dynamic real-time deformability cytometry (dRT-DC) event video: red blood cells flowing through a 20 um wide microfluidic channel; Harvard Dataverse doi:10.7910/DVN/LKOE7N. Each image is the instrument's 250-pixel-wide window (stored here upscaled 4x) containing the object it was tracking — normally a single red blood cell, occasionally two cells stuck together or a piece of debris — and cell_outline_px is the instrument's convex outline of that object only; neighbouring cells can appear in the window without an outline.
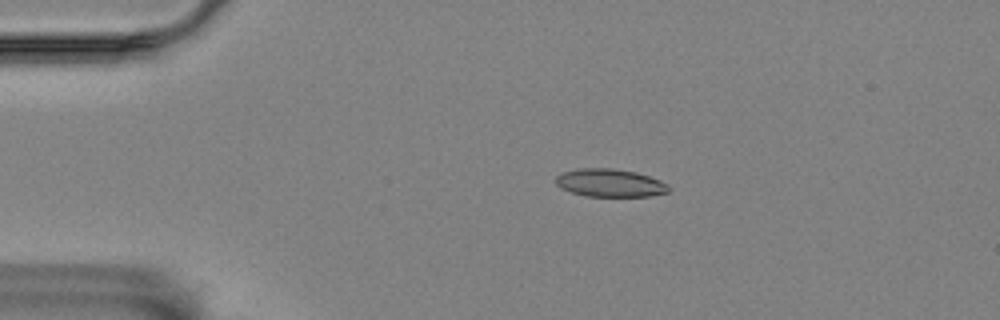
{"species": "Egyptian fruit bat (a non-hibernating species)", "species_latin": "Rousettus aegyptiacus", "temperature_condition": "room temperature", "stored_images_in_passage": 13, "camera_frame_rate_fps": 3000, "um_per_image_px": 0.085, "animal": {"sex": "female"}, "frame": {"image": 1, "passage_image": 2, "time_ms": 0.333, "image_size_px": [1000, 320], "cell_outline_px": [[672, 188], [668, 192], [648, 196], [584, 196], [560, 188], [556, 184], [556, 176], [564, 172], [580, 168], [612, 168], [636, 172], [660, 180], [668, 184]], "centroid_in_image_um": [51.86, 15.55], "position_along_channel_um": 33.1, "area_um2": 18.38}}
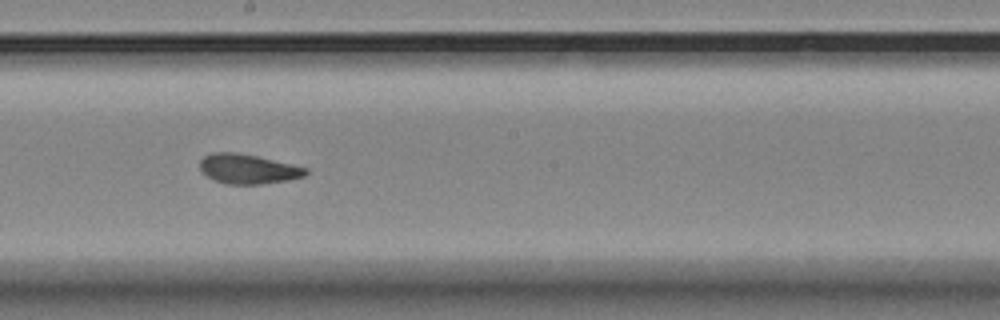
{"frame": {"image": 2, "passage_image": 7, "time_ms": 2.0, "image_size_px": [1000, 320], "cell_outline_px": [[308, 172], [304, 176], [288, 180], [260, 184], [228, 184], [216, 180], [208, 176], [200, 168], [200, 160], [204, 156], [212, 152], [236, 152], [256, 156], [292, 164], [308, 168]], "centroid_in_image_um": [21.09, 14.35], "position_along_channel_um": 227.1, "area_um2": 18.09}}
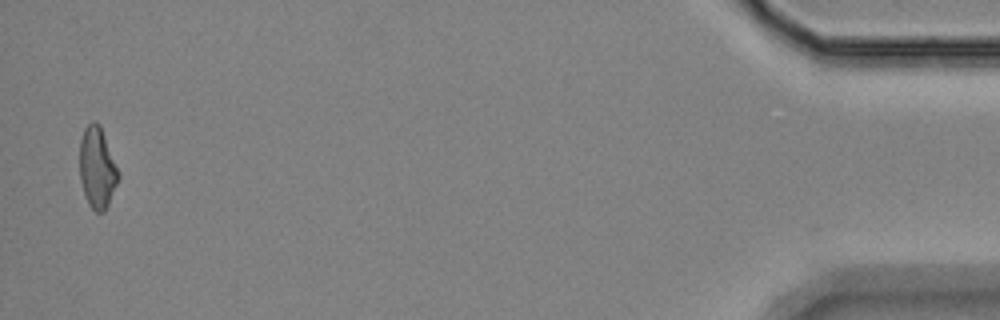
{"frame": {"image": 3, "passage_image": 13, "time_ms": 4.0, "image_size_px": [1000, 320], "cell_outline_px": [[120, 176], [108, 204], [104, 212], [96, 212], [88, 204], [80, 180], [80, 140], [84, 128], [92, 120], [96, 120], [100, 124]], "centroid_in_image_um": [8.25, 14.24], "position_along_channel_um": 427.0, "area_um2": 18.15}}